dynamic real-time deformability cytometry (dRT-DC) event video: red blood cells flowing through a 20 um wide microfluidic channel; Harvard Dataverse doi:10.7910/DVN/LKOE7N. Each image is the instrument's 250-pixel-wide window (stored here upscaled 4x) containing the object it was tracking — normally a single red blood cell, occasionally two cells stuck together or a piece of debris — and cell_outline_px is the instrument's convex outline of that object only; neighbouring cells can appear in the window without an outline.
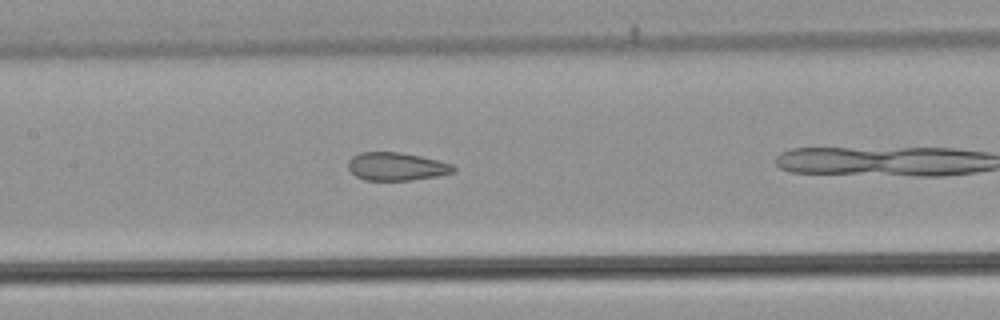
{"species": "common noctule bat (a hibernating species)", "species_latin": "Nyctalus noctula", "temperature_condition": "warm", "stored_images_in_passage": 23, "camera_frame_rate_fps": 3000, "um_per_image_px": 0.085, "animal": {"sex": "male", "body_mass_g": 21.5, "forearm_length_mm": 52.0}, "frame": {"image": 1, "passage_image": 10, "time_ms": 3.0, "image_size_px": [1000, 320], "cell_outline_px": [[456, 172], [436, 176], [408, 180], [364, 180], [356, 176], [348, 168], [348, 160], [352, 156], [360, 152], [400, 152], [420, 156], [452, 164], [456, 168]], "centroid_in_image_um": [33.68, 14.15], "position_along_channel_um": 173.7, "area_um2": 17.17}}
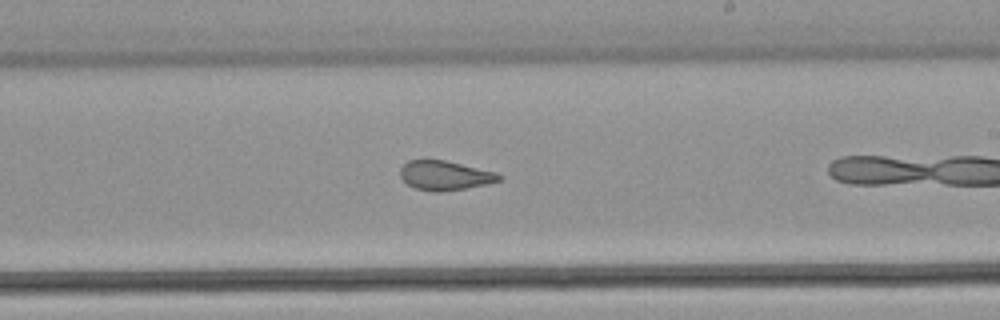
{"frame": {"image": 2, "passage_image": 16, "time_ms": 5.0, "image_size_px": [1000, 320], "cell_outline_px": [[504, 176], [500, 180], [488, 184], [440, 192], [432, 192], [416, 188], [408, 184], [400, 176], [400, 168], [408, 160], [444, 160], [496, 172]], "centroid_in_image_um": [37.82, 14.92], "position_along_channel_um": 251.2, "area_um2": 16.82}}
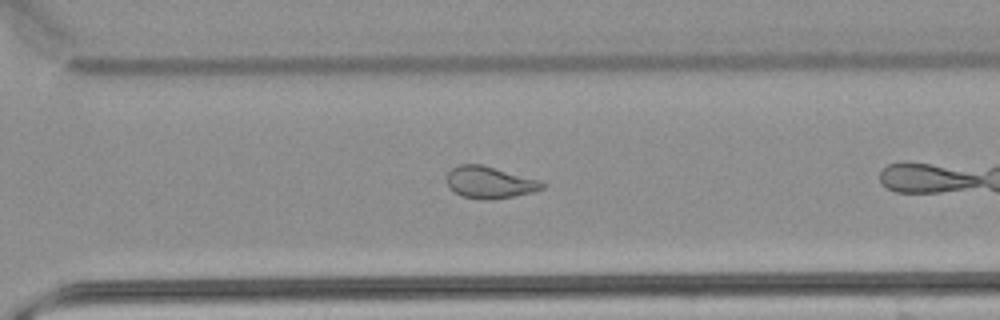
{"frame": {"image": 3, "passage_image": 22, "time_ms": 7.0, "image_size_px": [1000, 320], "cell_outline_px": [[544, 188], [532, 192], [516, 196], [492, 200], [484, 200], [460, 196], [448, 188], [448, 172], [452, 168], [460, 164], [480, 164], [540, 180], [544, 184]], "centroid_in_image_um": [41.61, 15.52], "position_along_channel_um": 329.0, "area_um2": 17.74}}